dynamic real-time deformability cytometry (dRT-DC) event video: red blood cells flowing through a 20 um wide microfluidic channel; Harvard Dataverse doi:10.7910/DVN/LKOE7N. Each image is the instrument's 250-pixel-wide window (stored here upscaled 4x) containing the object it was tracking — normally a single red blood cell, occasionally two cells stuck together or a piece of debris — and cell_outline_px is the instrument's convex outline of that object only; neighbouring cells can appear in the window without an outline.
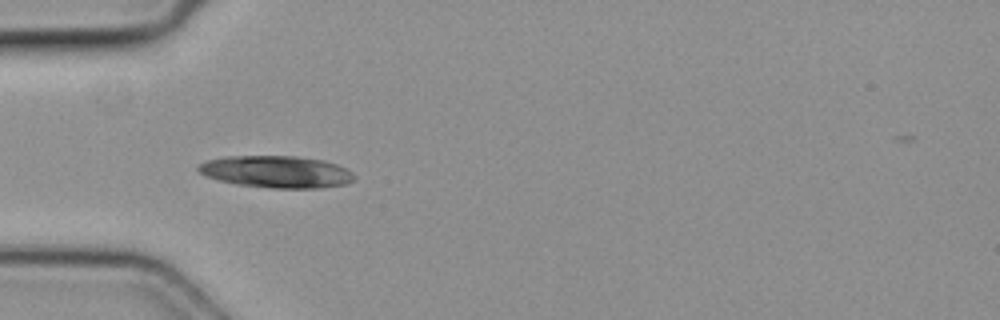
{"species": "common noctule bat (a hibernating species)", "species_latin": "Nyctalus noctula", "temperature_condition": "cold", "stored_images_in_passage": 6, "camera_frame_rate_fps": 3000, "um_per_image_px": 0.085, "animal": {"sex": "female", "body_mass_g": 19.3, "forearm_length_mm": 54.1}, "frame": {"image": 1, "passage_image": 5, "time_ms": 1.333, "image_size_px": [1000, 320], "cell_outline_px": [[356, 176], [348, 184], [320, 188], [272, 188], [236, 184], [204, 176], [196, 168], [204, 160], [224, 156], [296, 156], [324, 160], [336, 164], [352, 172]], "centroid_in_image_um": [23.48, 14.6], "position_along_channel_um": 61.5, "area_um2": 29.25}}
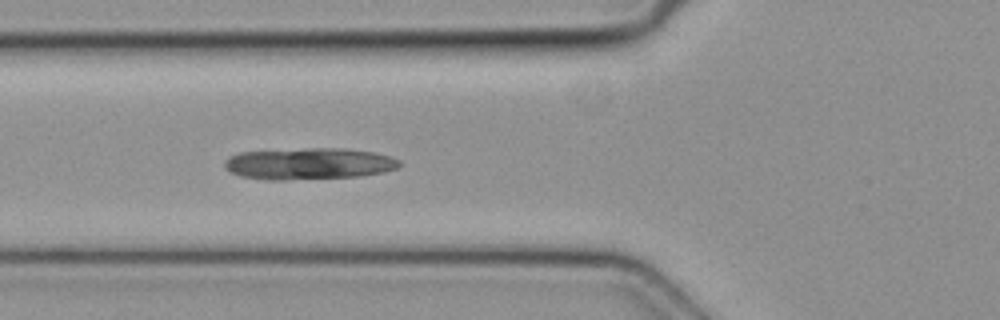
{"frame": {"image": 2, "passage_image": 6, "time_ms": 1.667, "image_size_px": [1000, 320], "cell_outline_px": [[400, 164], [396, 168], [384, 172], [360, 176], [284, 180], [268, 180], [240, 176], [224, 168], [224, 160], [228, 156], [240, 152], [312, 148], [340, 148], [372, 152], [392, 156], [400, 160]], "centroid_in_image_um": [26.23, 13.91], "position_along_channel_um": 99.6, "area_um2": 32.19}}